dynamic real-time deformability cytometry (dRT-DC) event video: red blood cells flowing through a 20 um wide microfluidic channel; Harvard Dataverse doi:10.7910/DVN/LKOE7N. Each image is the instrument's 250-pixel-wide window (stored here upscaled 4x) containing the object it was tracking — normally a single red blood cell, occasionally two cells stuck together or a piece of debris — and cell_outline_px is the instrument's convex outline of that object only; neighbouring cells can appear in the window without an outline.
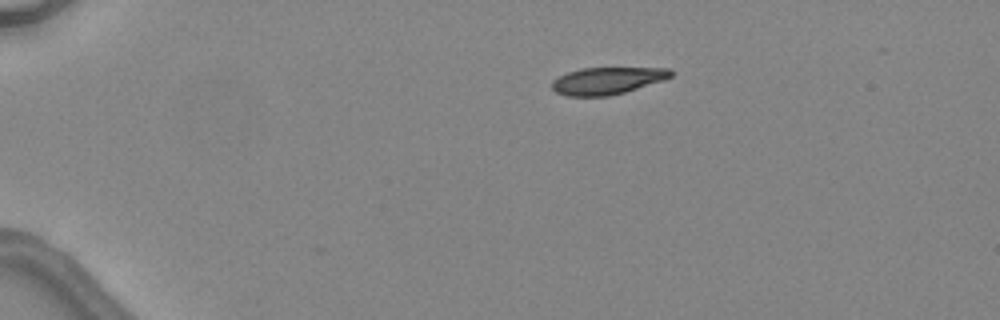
{"species": "common noctule bat (a hibernating species)", "species_latin": "Nyctalus noctula", "temperature_condition": "warm", "stored_images_in_passage": 3, "camera_frame_rate_fps": 3000, "um_per_image_px": 0.085, "animal": {"sex": "female", "body_mass_g": 24.6, "forearm_length_mm": 56.2}, "frame": {"image": 1, "passage_image": 1, "time_ms": 0.0, "image_size_px": [1000, 320], "cell_outline_px": [[672, 76], [664, 80], [624, 92], [608, 96], [568, 96], [556, 92], [552, 88], [552, 80], [568, 72], [580, 68], [672, 68]], "centroid_in_image_um": [51.62, 6.85], "position_along_channel_um": 33.4, "area_um2": 18.67}}